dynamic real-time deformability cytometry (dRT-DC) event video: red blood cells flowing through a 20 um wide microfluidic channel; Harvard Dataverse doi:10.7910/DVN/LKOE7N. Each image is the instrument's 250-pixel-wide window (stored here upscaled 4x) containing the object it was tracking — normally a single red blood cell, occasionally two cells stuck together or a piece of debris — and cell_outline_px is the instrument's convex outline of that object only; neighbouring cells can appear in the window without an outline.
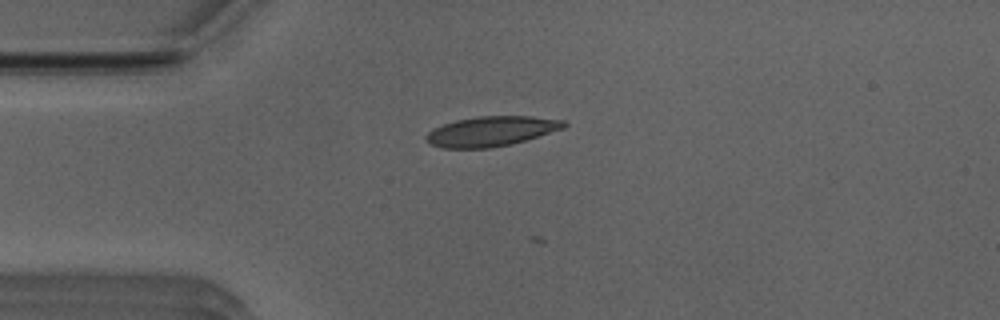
{"species": "Egyptian fruit bat (a non-hibernating species)", "species_latin": "Rousettus aegyptiacus", "temperature_condition": "room temperature", "stored_images_in_passage": 19, "camera_frame_rate_fps": 3000, "um_per_image_px": 0.085, "animal": {"sex": "male"}, "frame": {"image": 1, "passage_image": 5, "time_ms": 1.333, "image_size_px": [1000, 320], "cell_outline_px": [[568, 124], [564, 128], [524, 140], [492, 148], [444, 148], [432, 144], [424, 140], [424, 136], [432, 128], [456, 120], [476, 116], [532, 116], [564, 120]], "centroid_in_image_um": [41.72, 11.15], "position_along_channel_um": 43.3, "area_um2": 23.93}}
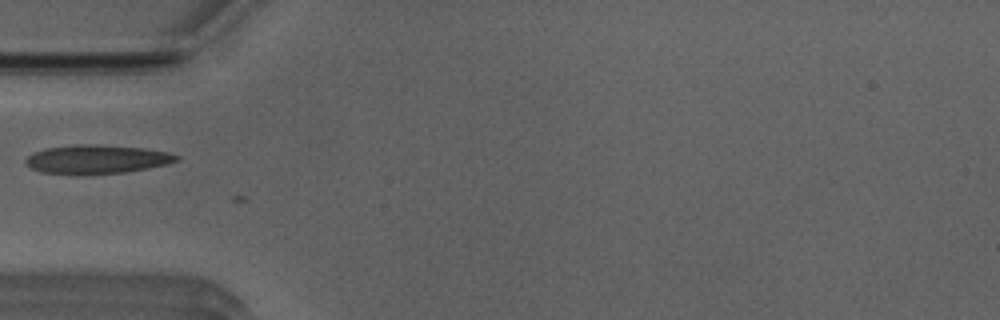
{"frame": {"image": 2, "passage_image": 9, "time_ms": 2.667, "image_size_px": [1000, 320], "cell_outline_px": [[180, 160], [164, 164], [124, 172], [76, 176], [40, 172], [24, 164], [24, 160], [32, 152], [44, 148], [76, 144], [96, 144], [144, 148], [168, 152], [180, 156]], "centroid_in_image_um": [8.13, 13.54], "position_along_channel_um": 76.9, "area_um2": 25.72}}
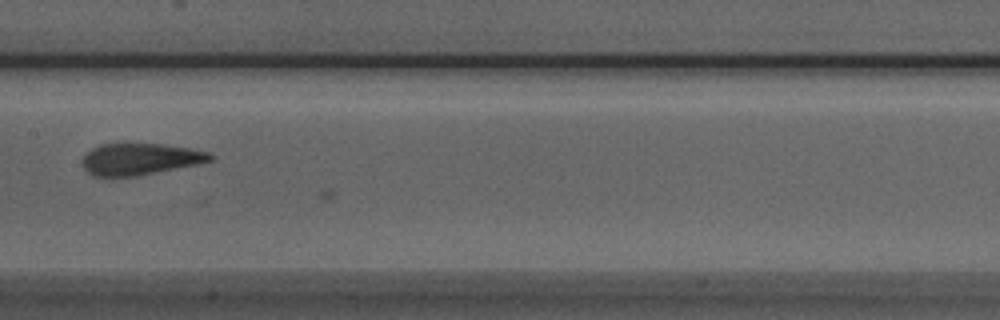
{"frame": {"image": 3, "passage_image": 18, "time_ms": 5.667, "image_size_px": [1000, 320], "cell_outline_px": [[212, 160], [196, 164], [136, 176], [112, 180], [92, 176], [84, 168], [84, 156], [92, 148], [100, 144], [160, 144], [188, 148], [208, 152], [212, 156]], "centroid_in_image_um": [11.82, 13.56], "position_along_channel_um": 195.6, "area_um2": 23.64}}